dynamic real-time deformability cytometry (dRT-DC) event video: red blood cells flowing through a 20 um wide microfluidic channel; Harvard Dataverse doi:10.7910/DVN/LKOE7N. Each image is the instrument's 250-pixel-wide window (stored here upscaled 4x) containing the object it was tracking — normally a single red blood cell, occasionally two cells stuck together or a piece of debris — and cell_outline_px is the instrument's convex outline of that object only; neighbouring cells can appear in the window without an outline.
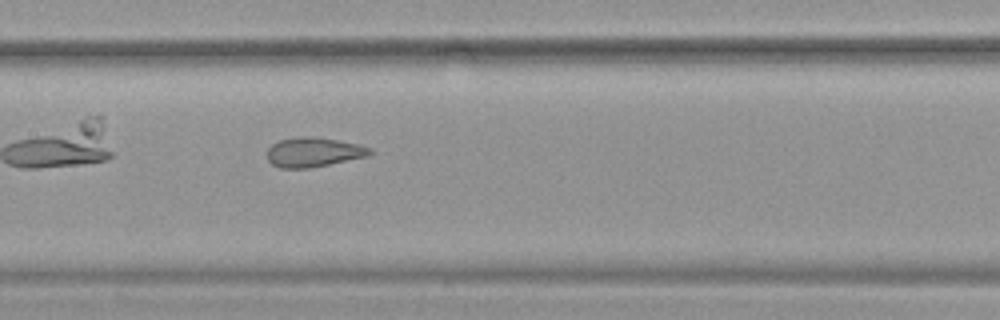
{"species": "common noctule bat (a hibernating species)", "species_latin": "Nyctalus noctula", "temperature_condition": "warm", "stored_images_in_passage": 37, "camera_frame_rate_fps": 3000, "um_per_image_px": 0.085, "animal": {"sex": "female", "body_mass_g": 19.9}, "frame": {"image": 1, "passage_image": 11, "time_ms": 3.333, "image_size_px": [1000, 320], "cell_outline_px": [[376, 152], [368, 156], [308, 168], [280, 168], [272, 164], [268, 160], [268, 148], [272, 144], [280, 140], [296, 136], [308, 136], [336, 140], [356, 144], [372, 148]], "centroid_in_image_um": [26.65, 12.93], "position_along_channel_um": 180.7, "area_um2": 17.57}, "authors_computed_cell_mechanics": {"area_um2": 18.6116, "velocity_mm_per_s": 3.7781, "shape_relaxation_time_tau1_ms": null, "shape_relaxation_time_tau2_ms": 0.9488, "deformation_change_tau1": null, "deformation_change_tau2": 0.0857}}